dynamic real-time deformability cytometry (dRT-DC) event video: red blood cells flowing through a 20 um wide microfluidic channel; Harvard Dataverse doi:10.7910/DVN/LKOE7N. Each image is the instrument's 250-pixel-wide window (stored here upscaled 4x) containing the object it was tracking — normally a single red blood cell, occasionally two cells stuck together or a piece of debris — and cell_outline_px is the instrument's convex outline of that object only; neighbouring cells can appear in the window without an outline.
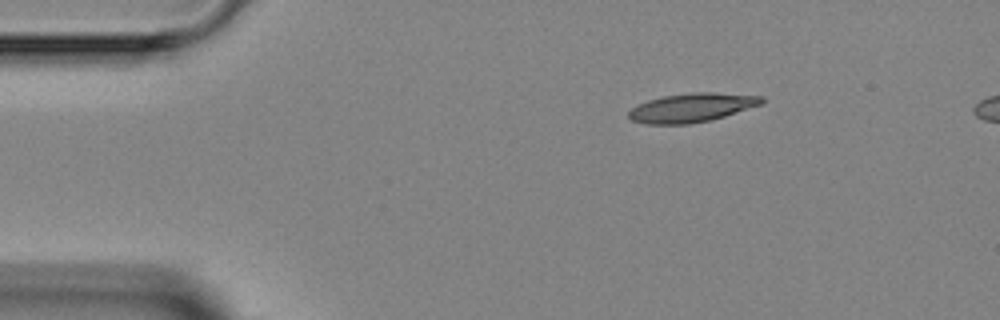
{"species": "Egyptian fruit bat (a non-hibernating species)", "species_latin": "Rousettus aegyptiacus", "temperature_condition": "room temperature", "stored_images_in_passage": 2, "camera_frame_rate_fps": 3000, "um_per_image_px": 0.085, "animal": {"sex": "female"}, "frame": {"image": 1, "passage_image": 1, "time_ms": 0.0, "image_size_px": [1000, 320], "cell_outline_px": [[764, 104], [712, 120], [688, 124], [644, 124], [632, 120], [628, 116], [628, 112], [632, 108], [648, 100], [664, 96], [692, 92], [712, 92], [764, 96]], "centroid_in_image_um": [58.84, 9.15], "position_along_channel_um": 26.2, "area_um2": 22.48}}